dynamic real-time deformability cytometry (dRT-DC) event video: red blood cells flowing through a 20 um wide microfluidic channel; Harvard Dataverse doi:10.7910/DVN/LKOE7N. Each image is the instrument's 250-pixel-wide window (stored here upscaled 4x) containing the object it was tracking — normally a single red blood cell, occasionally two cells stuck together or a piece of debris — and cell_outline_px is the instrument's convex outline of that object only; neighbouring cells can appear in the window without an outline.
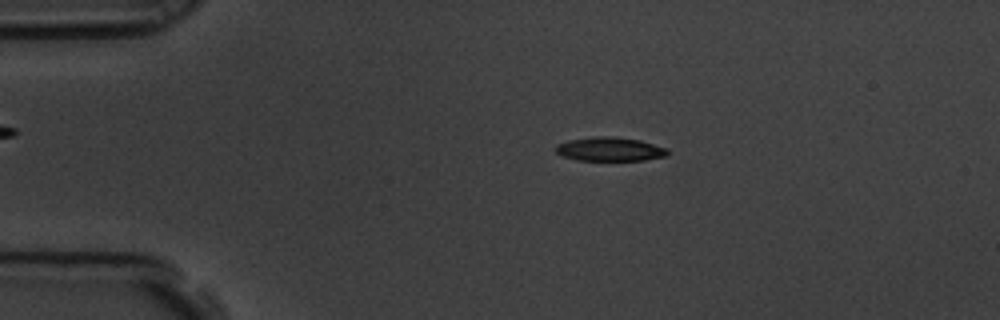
{"species": "common noctule bat (a hibernating species)", "species_latin": "Nyctalus noctula", "temperature_condition": "room temperature", "stored_images_in_passage": 6, "camera_frame_rate_fps": 3000, "um_per_image_px": 0.085, "animal": {"sex": "male", "body_mass_g": 19.5, "forearm_length_mm": 54.6}, "frame": {"image": 1, "passage_image": 2, "time_ms": 0.333, "image_size_px": [1000, 320], "cell_outline_px": [[668, 156], [644, 160], [576, 160], [560, 156], [556, 152], [556, 144], [568, 140], [592, 136], [608, 136], [640, 140], [668, 148]], "centroid_in_image_um": [51.82, 12.68], "position_along_channel_um": 33.2, "area_um2": 15.72}}
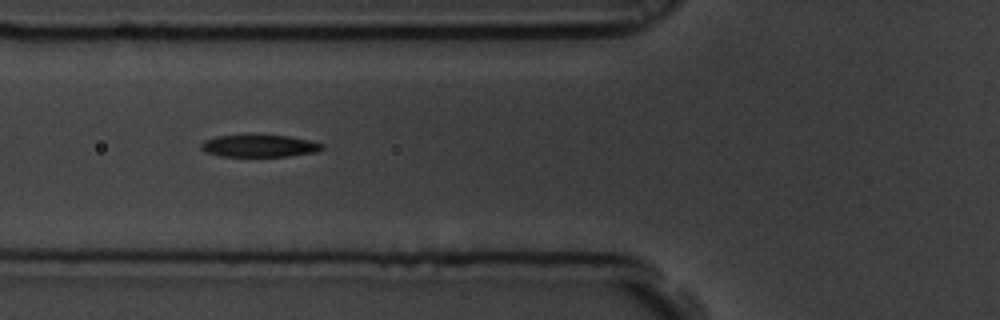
{"frame": {"image": 2, "passage_image": 5, "time_ms": 1.333, "image_size_px": [1000, 320], "cell_outline_px": [[324, 148], [316, 152], [288, 156], [220, 156], [208, 152], [200, 148], [200, 144], [204, 140], [216, 136], [288, 136], [312, 140], [324, 144]], "centroid_in_image_um": [22.08, 12.41], "position_along_channel_um": 103.7, "area_um2": 15.43}}
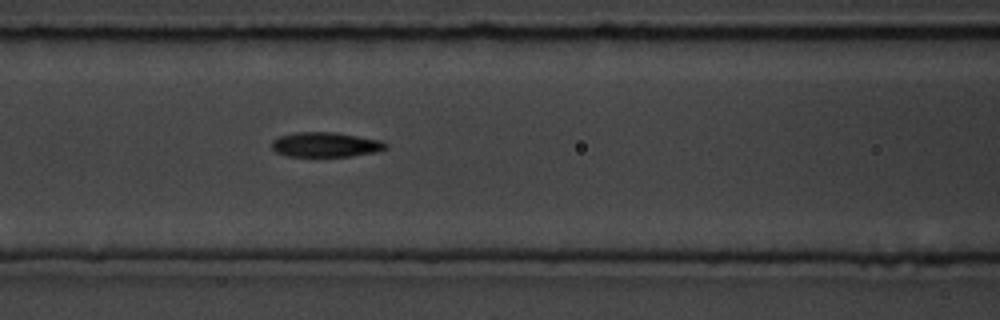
{"frame": {"image": 3, "passage_image": 6, "time_ms": 1.667, "image_size_px": [1000, 320], "cell_outline_px": [[388, 148], [376, 152], [352, 156], [288, 156], [276, 152], [272, 148], [272, 140], [280, 136], [296, 132], [336, 132], [384, 140], [388, 144]], "centroid_in_image_um": [27.73, 12.28], "position_along_channel_um": 138.9, "area_um2": 16.65}}